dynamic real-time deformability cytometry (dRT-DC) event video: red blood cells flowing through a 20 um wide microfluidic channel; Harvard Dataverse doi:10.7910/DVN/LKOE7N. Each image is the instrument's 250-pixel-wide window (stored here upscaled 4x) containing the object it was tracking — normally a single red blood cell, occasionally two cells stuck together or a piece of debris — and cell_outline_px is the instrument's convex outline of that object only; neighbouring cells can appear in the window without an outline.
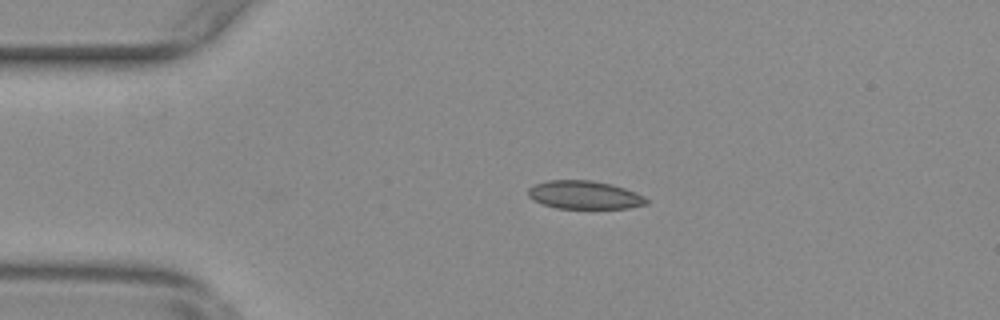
{"species": "common noctule bat (a hibernating species)", "species_latin": "Nyctalus noctula", "temperature_condition": "warm", "stored_images_in_passage": 45, "camera_frame_rate_fps": 3000, "um_per_image_px": 0.085, "animal": {"sex": "female", "body_mass_g": 29.2, "forearm_length_mm": 56.3}, "frame": {"image": 1, "passage_image": 2, "time_ms": 0.333, "image_size_px": [1000, 320], "cell_outline_px": [[648, 204], [628, 208], [556, 208], [532, 200], [528, 196], [528, 188], [532, 184], [548, 180], [592, 180], [612, 184], [636, 192], [644, 196], [648, 200]], "centroid_in_image_um": [49.66, 16.56], "position_along_channel_um": 35.3, "area_um2": 19.59}}
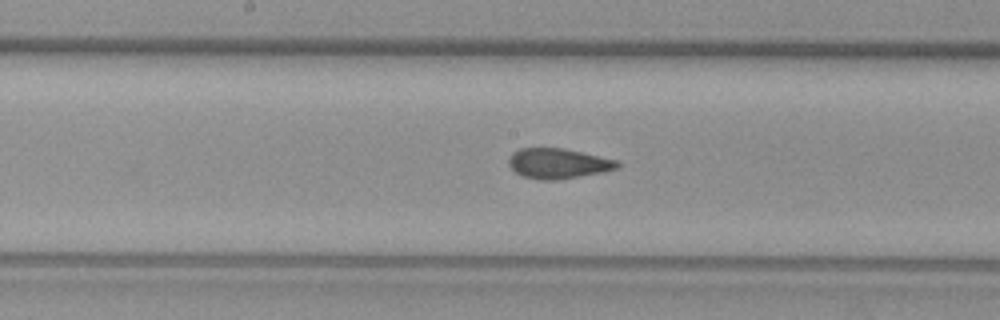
{"frame": {"image": 2, "passage_image": 18, "time_ms": 5.667, "image_size_px": [1000, 320], "cell_outline_px": [[620, 164], [616, 168], [604, 172], [560, 180], [540, 180], [520, 176], [508, 164], [508, 160], [512, 152], [520, 148], [564, 148], [616, 160]], "centroid_in_image_um": [47.4, 13.9], "position_along_channel_um": 200.8, "area_um2": 19.19}}
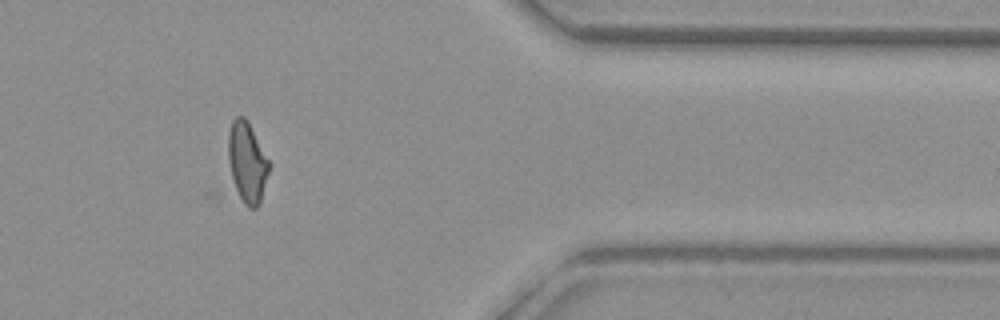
{"frame": {"image": 3, "passage_image": 35, "time_ms": 11.333, "image_size_px": [1000, 320], "cell_outline_px": [[272, 164], [260, 204], [256, 208], [248, 208], [244, 204], [236, 188], [232, 176], [228, 160], [228, 132], [232, 120], [236, 116], [244, 116]], "centroid_in_image_um": [21.04, 13.81], "position_along_channel_um": 390.4, "area_um2": 19.25}, "authors_computed_cell_mechanics": {"area_um2": 19.4786, "velocity_mm_per_s": 3.7869, "shape_relaxation_time_tau1_ms": null, "shape_relaxation_time_tau2_ms": 0.4339, "deformation_change_tau1": null, "deformation_change_tau2": 0.041}}